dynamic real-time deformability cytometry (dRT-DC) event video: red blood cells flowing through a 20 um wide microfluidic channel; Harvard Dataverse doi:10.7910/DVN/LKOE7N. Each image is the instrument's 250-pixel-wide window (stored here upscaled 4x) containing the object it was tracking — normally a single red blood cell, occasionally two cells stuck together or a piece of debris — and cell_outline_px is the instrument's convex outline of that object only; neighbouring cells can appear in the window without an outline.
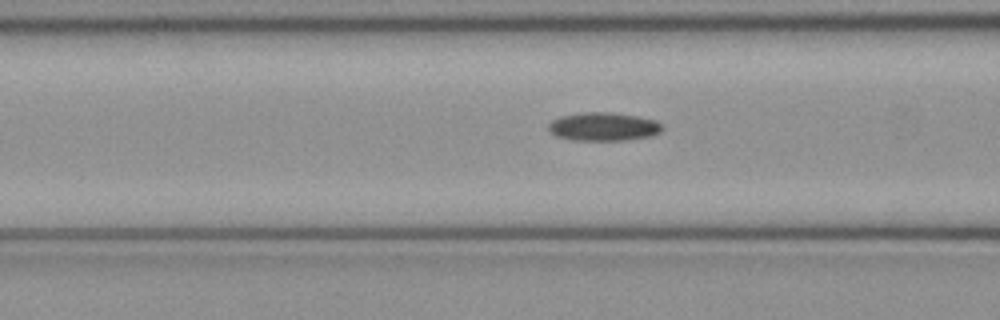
{"species": "common noctule bat (a hibernating species)", "species_latin": "Nyctalus noctula", "temperature_condition": "cold", "stored_images_in_passage": 51, "camera_frame_rate_fps": 3000, "um_per_image_px": 0.085, "animal": {"sex": "female", "body_mass_g": 21.9}, "frame": {"image": 1, "passage_image": 20, "time_ms": 6.333, "image_size_px": [1000, 320], "cell_outline_px": [[664, 128], [660, 132], [652, 136], [628, 140], [572, 140], [556, 136], [548, 128], [548, 124], [552, 120], [560, 116], [584, 112], [612, 112], [636, 116], [656, 120]], "centroid_in_image_um": [51.31, 10.76], "position_along_channel_um": 115.3, "area_um2": 18.9}}
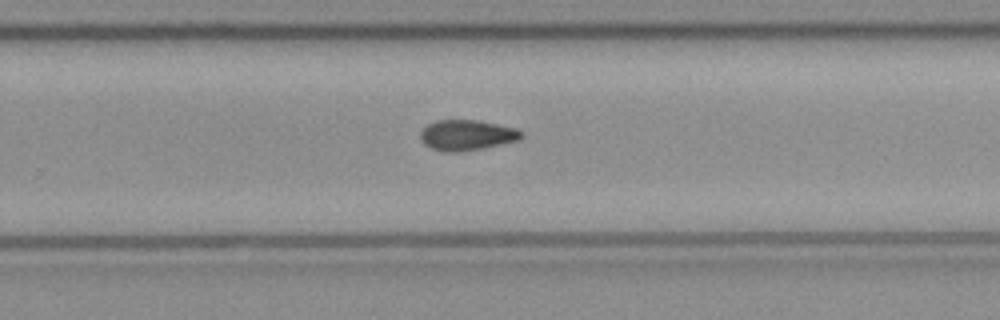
{"frame": {"image": 2, "passage_image": 33, "time_ms": 10.667, "image_size_px": [1000, 320], "cell_outline_px": [[524, 136], [520, 140], [484, 148], [460, 152], [444, 152], [432, 148], [424, 144], [420, 140], [420, 132], [428, 124], [436, 120], [480, 120], [516, 128], [524, 132]], "centroid_in_image_um": [39.71, 11.49], "position_along_channel_um": 290.1, "area_um2": 18.21}}
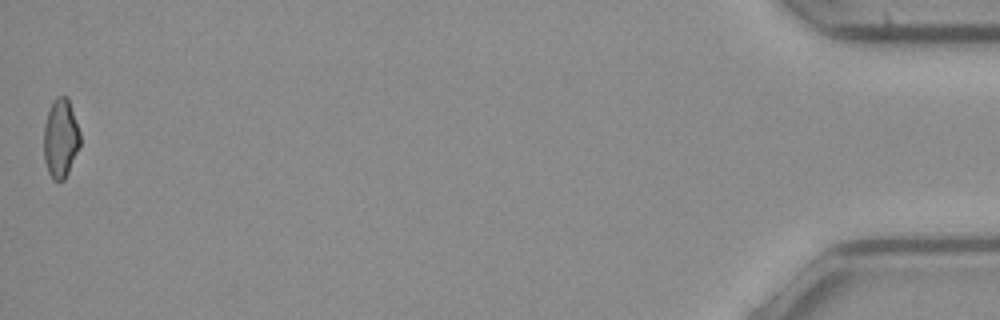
{"frame": {"image": 3, "passage_image": 51, "time_ms": 16.667, "image_size_px": [1000, 320], "cell_outline_px": [[80, 144], [68, 172], [64, 180], [52, 180], [48, 172], [44, 160], [44, 124], [52, 100], [56, 96], [68, 96], [80, 132]], "centroid_in_image_um": [5.14, 11.73], "position_along_channel_um": 430.1, "area_um2": 16.76}, "authors_computed_cell_mechanics": {"area_um2": 17.6868, "velocity_mm_per_s": 4.029, "shape_relaxation_time_tau1_ms": null, "shape_relaxation_time_tau2_ms": 9.6521, "deformation_change_tau1": null, "deformation_change_tau2": 0.1697}}